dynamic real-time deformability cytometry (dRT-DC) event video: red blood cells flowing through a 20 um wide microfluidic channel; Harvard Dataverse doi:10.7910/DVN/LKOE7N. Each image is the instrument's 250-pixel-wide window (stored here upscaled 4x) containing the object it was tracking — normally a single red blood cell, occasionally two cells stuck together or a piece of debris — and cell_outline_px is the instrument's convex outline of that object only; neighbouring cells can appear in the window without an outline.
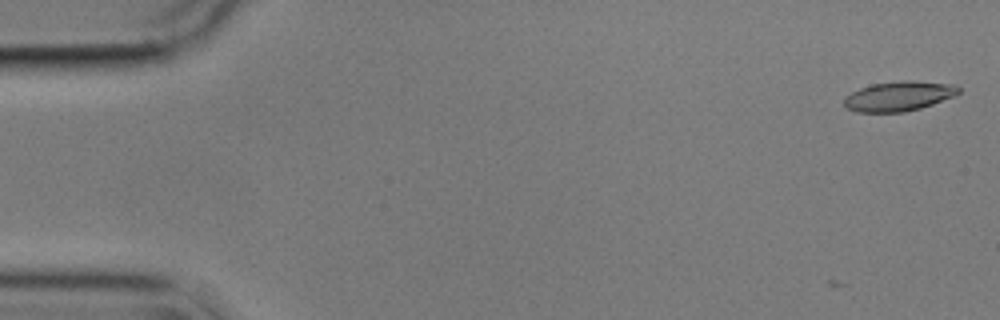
{"species": "common noctule bat (a hibernating species)", "species_latin": "Nyctalus noctula", "temperature_condition": "cold", "stored_images_in_passage": 5, "camera_frame_rate_fps": 3000, "um_per_image_px": 0.085, "animal": {"sex": "male", "body_mass_g": 17.9}, "frame": {"image": 1, "passage_image": 5, "time_ms": 1.333, "image_size_px": [1000, 320], "cell_outline_px": [[960, 92], [956, 96], [920, 108], [904, 112], [856, 112], [848, 108], [844, 104], [844, 96], [860, 88], [872, 84], [904, 80], [912, 80], [956, 84], [960, 88]], "centroid_in_image_um": [76.43, 8.16], "position_along_channel_um": 8.6, "area_um2": 20.0}}